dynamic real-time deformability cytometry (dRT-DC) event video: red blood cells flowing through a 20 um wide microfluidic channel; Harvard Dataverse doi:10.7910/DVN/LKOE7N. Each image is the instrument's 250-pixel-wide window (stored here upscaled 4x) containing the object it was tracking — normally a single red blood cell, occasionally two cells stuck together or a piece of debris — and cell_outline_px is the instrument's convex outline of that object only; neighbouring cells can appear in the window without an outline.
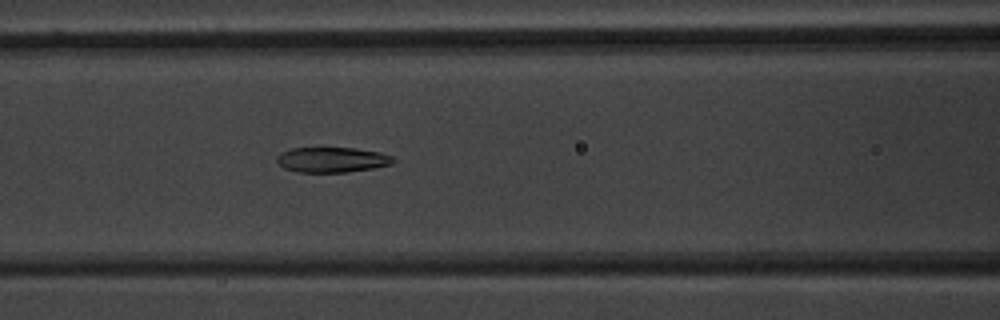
{"species": "common noctule bat (a hibernating species)", "species_latin": "Nyctalus noctula", "temperature_condition": "warm", "stored_images_in_passage": 46, "camera_frame_rate_fps": 3000, "um_per_image_px": 0.085, "animal": {"sex": "male", "body_mass_g": 20.1, "forearm_length_mm": 53.5}, "frame": {"image": 1, "passage_image": 17, "time_ms": 5.333, "image_size_px": [1000, 320], "cell_outline_px": [[396, 160], [392, 164], [372, 168], [348, 172], [296, 172], [284, 168], [276, 160], [276, 156], [280, 152], [292, 148], [356, 148], [380, 152], [392, 156]], "centroid_in_image_um": [28.22, 13.57], "position_along_channel_um": 138.4, "area_um2": 17.17}}
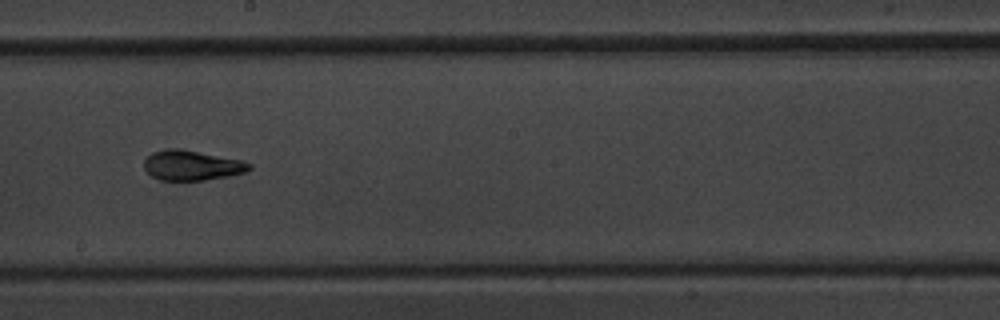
{"frame": {"image": 2, "passage_image": 24, "time_ms": 7.667, "image_size_px": [1000, 320], "cell_outline_px": [[252, 168], [244, 172], [228, 176], [204, 180], [160, 180], [152, 176], [144, 168], [144, 160], [152, 152], [168, 148], [180, 148], [240, 160], [252, 164]], "centroid_in_image_um": [16.28, 14.05], "position_along_channel_um": 231.9, "area_um2": 18.26}}
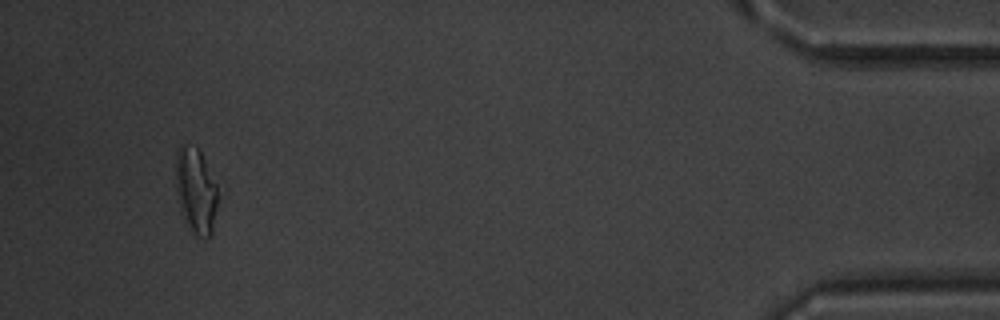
{"frame": {"image": 3, "passage_image": 43, "time_ms": 14.0, "image_size_px": [1000, 320], "cell_outline_px": [[220, 196], [212, 236], [208, 240], [196, 236], [192, 232], [180, 212], [176, 188], [176, 152], [180, 144], [184, 144], [196, 148], [200, 152], [216, 184]], "centroid_in_image_um": [16.68, 16.29], "position_along_channel_um": 418.5, "area_um2": 21.44}, "authors_computed_cell_mechanics": {"area_um2": 18.6116, "velocity_mm_per_s": 4.0049, "shape_relaxation_time_tau1_ms": null, "shape_relaxation_time_tau2_ms": 2.2889, "deformation_change_tau1": null, "deformation_change_tau2": 0.0935}}